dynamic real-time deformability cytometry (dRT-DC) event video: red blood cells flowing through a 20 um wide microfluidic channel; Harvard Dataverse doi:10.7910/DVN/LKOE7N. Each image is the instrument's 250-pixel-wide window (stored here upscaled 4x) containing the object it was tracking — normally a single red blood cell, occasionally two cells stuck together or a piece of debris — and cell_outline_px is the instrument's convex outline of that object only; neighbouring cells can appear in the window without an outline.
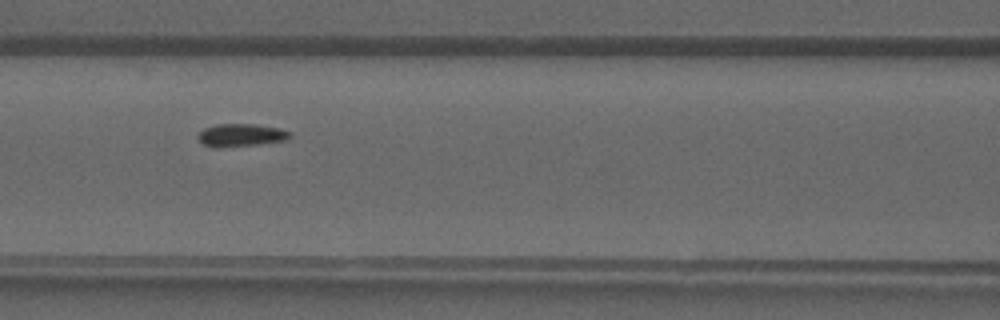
{"species": "common noctule bat (a hibernating species)", "species_latin": "Nyctalus noctula", "temperature_condition": "warm", "stored_images_in_passage": 32, "camera_frame_rate_fps": 3000, "um_per_image_px": 0.085, "animal": {"sex": "male", "forearm_length_mm": 52.5}, "frame": {"image": 1, "passage_image": 9, "time_ms": 2.667, "image_size_px": [1000, 320], "cell_outline_px": [[292, 136], [288, 140], [256, 144], [216, 148], [200, 144], [196, 136], [204, 128], [216, 124], [256, 124], [280, 128], [292, 132]], "centroid_in_image_um": [20.47, 11.48], "position_along_channel_um": 146.1, "area_um2": 12.43}}
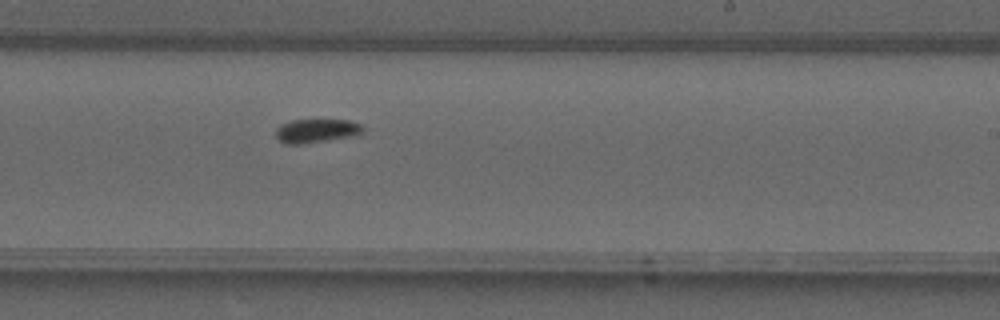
{"frame": {"image": 2, "passage_image": 16, "time_ms": 5.0, "image_size_px": [1000, 320], "cell_outline_px": [[364, 128], [356, 136], [304, 144], [288, 144], [276, 140], [276, 128], [292, 120], [348, 120], [360, 124]], "centroid_in_image_um": [26.88, 11.13], "position_along_channel_um": 262.1, "area_um2": 12.08}}
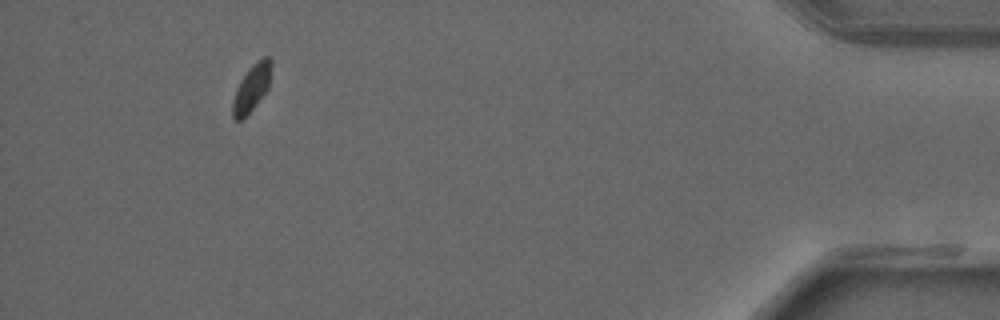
{"frame": {"image": 3, "passage_image": 29, "time_ms": 9.333, "image_size_px": [1000, 320], "cell_outline_px": [[272, 64], [268, 88], [252, 108], [240, 120], [232, 120], [232, 100], [236, 88], [240, 80], [248, 68], [256, 60], [264, 56], [268, 56], [272, 60]], "centroid_in_image_um": [21.37, 7.42], "position_along_channel_um": 413.8, "area_um2": 10.58}}